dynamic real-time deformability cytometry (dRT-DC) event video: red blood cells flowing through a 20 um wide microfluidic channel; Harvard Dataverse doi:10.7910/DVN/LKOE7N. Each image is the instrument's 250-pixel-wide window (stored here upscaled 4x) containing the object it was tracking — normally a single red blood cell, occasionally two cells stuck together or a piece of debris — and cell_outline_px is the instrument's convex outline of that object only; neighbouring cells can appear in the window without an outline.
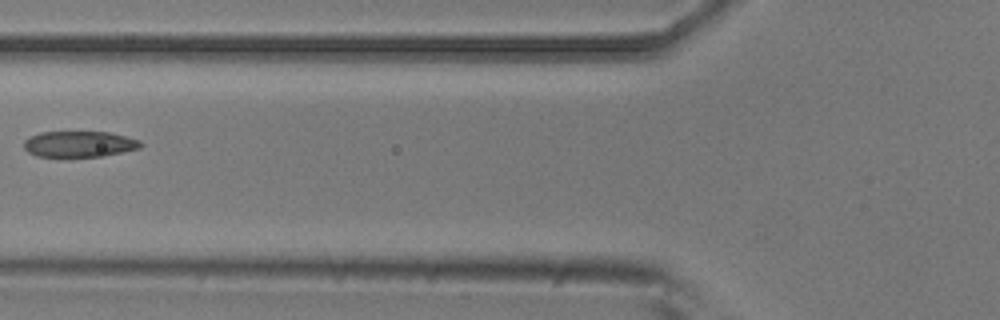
{"species": "common noctule bat (a hibernating species)", "species_latin": "Nyctalus noctula", "temperature_condition": "room temperature", "stored_images_in_passage": 4, "camera_frame_rate_fps": 3000, "um_per_image_px": 0.085, "animal": {"sex": "male", "body_mass_g": 20.5, "forearm_length_mm": 52.5}, "frame": {"image": 1, "passage_image": 3, "time_ms": 0.667, "image_size_px": [1000, 320], "cell_outline_px": [[144, 144], [140, 148], [124, 152], [104, 156], [68, 160], [36, 156], [28, 152], [24, 148], [24, 140], [28, 136], [40, 132], [108, 132], [140, 140]], "centroid_in_image_um": [6.69, 12.3], "position_along_channel_um": 119.1, "area_um2": 18.67}}
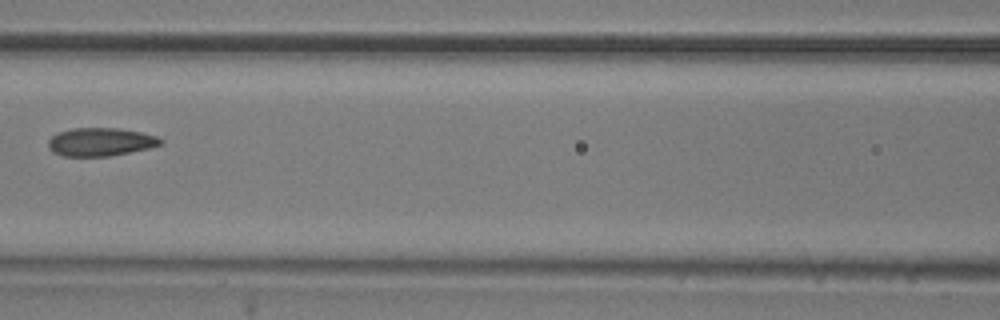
{"frame": {"image": 2, "passage_image": 4, "time_ms": 1.0, "image_size_px": [1000, 320], "cell_outline_px": [[164, 144], [148, 148], [108, 156], [64, 156], [52, 152], [48, 148], [48, 140], [52, 136], [60, 132], [72, 128], [116, 128], [140, 132], [156, 136], [164, 140]], "centroid_in_image_um": [8.54, 12.06], "position_along_channel_um": 158.1, "area_um2": 18.38}}